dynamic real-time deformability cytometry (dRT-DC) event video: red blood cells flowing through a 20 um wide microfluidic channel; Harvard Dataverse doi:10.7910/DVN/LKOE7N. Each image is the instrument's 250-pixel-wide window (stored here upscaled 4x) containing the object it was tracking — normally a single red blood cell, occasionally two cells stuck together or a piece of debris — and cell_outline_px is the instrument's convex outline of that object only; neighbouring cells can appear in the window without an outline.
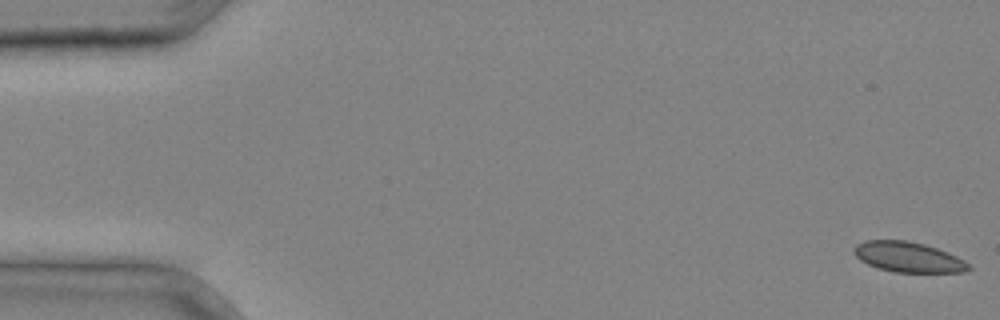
{"species": "common noctule bat (a hibernating species)", "species_latin": "Nyctalus noctula", "temperature_condition": "cold", "stored_images_in_passage": 37, "camera_frame_rate_fps": 3000, "um_per_image_px": 0.085, "animal": {"sex": "male", "body_mass_g": 20.4}, "frame": {"image": 1, "passage_image": 1, "time_ms": 0.0, "image_size_px": [1000, 320], "cell_outline_px": [[972, 268], [964, 272], [892, 272], [876, 268], [860, 260], [852, 252], [852, 248], [856, 244], [864, 240], [908, 240], [924, 244], [948, 252], [964, 260]], "centroid_in_image_um": [77.16, 21.84], "position_along_channel_um": 7.8, "area_um2": 20.4}}
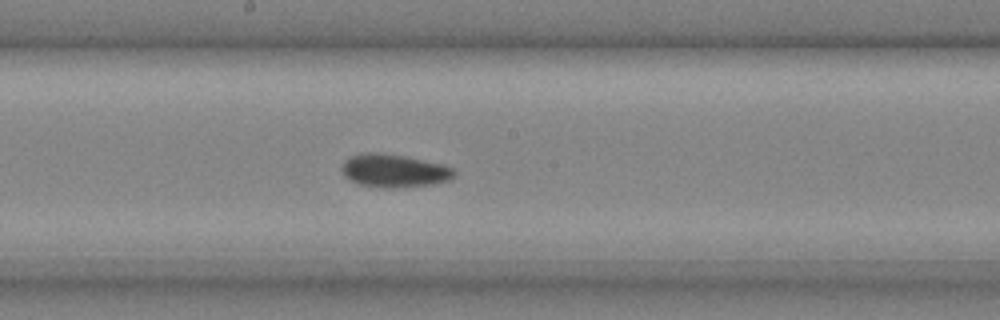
{"frame": {"image": 2, "passage_image": 21, "time_ms": 6.667, "image_size_px": [1000, 320], "cell_outline_px": [[456, 176], [452, 180], [432, 184], [396, 188], [380, 188], [360, 184], [344, 176], [340, 168], [344, 160], [352, 156], [364, 152], [380, 152], [408, 156], [444, 164], [456, 168]], "centroid_in_image_um": [33.56, 14.5], "position_along_channel_um": 214.6, "area_um2": 22.25}}
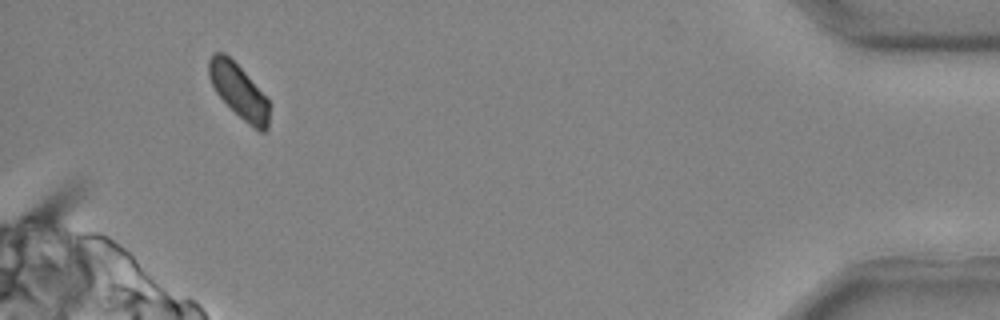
{"frame": {"image": 3, "passage_image": 36, "time_ms": 11.667, "image_size_px": [1000, 320], "cell_outline_px": [[268, 128], [264, 132], [260, 132], [248, 124], [216, 92], [208, 76], [208, 60], [212, 52], [224, 52], [244, 72], [268, 100]], "centroid_in_image_um": [20.27, 7.72], "position_along_channel_um": 414.9, "area_um2": 18.5}}